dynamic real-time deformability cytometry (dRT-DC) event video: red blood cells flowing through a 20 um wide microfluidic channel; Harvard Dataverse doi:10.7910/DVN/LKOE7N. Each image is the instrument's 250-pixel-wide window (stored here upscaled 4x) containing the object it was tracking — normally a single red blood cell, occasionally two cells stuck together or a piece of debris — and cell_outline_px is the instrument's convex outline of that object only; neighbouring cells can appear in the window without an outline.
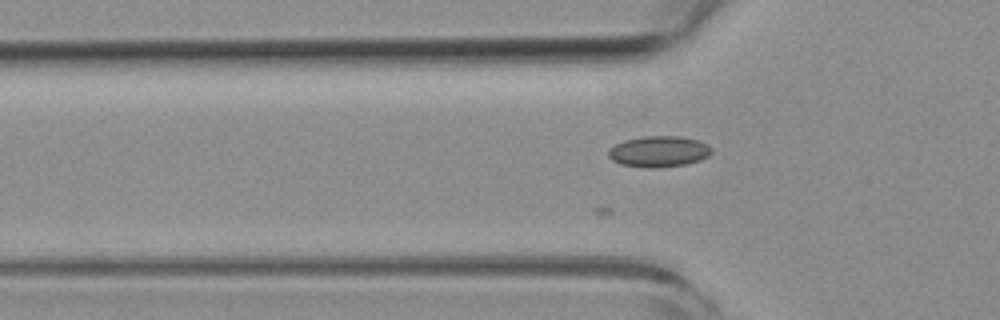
{"species": "common noctule bat (a hibernating species)", "species_latin": "Nyctalus noctula", "temperature_condition": "room temperature", "stored_images_in_passage": 14, "camera_frame_rate_fps": 3000, "um_per_image_px": 0.085, "animal": {"sex": "female", "body_mass_g": 19.3, "forearm_length_mm": 54.1}, "frame": {"image": 1, "passage_image": 4, "time_ms": 1.0, "image_size_px": [1000, 320], "cell_outline_px": [[712, 152], [708, 156], [700, 160], [684, 164], [656, 168], [644, 168], [620, 164], [612, 160], [608, 156], [608, 152], [616, 144], [624, 140], [644, 136], [680, 136], [696, 140], [708, 144], [712, 148]], "centroid_in_image_um": [56.0, 12.88], "position_along_channel_um": 69.8, "area_um2": 18.61}}
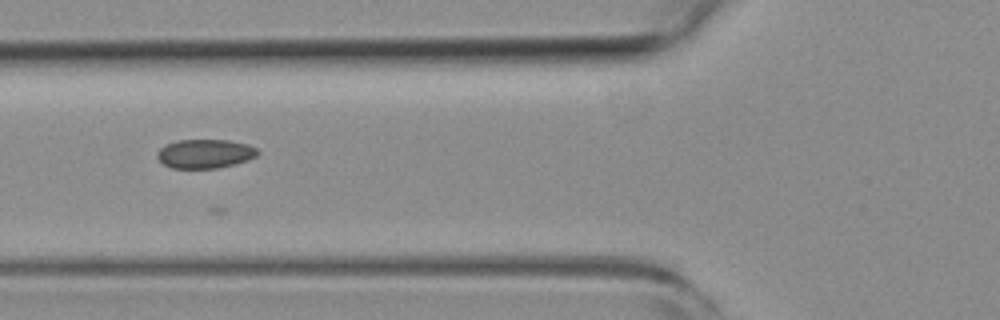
{"frame": {"image": 2, "passage_image": 7, "time_ms": 2.0, "image_size_px": [1000, 320], "cell_outline_px": [[260, 152], [256, 156], [248, 160], [236, 164], [216, 168], [172, 168], [164, 164], [156, 156], [156, 152], [160, 148], [168, 144], [180, 140], [228, 140], [248, 144], [256, 148]], "centroid_in_image_um": [17.45, 13.07], "position_along_channel_um": 108.4, "area_um2": 16.94}}
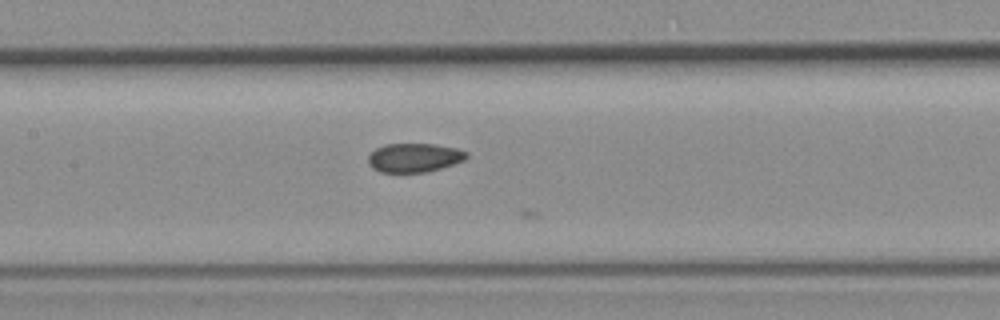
{"frame": {"image": 3, "passage_image": 12, "time_ms": 3.667, "image_size_px": [1000, 320], "cell_outline_px": [[468, 156], [464, 160], [428, 172], [380, 172], [372, 168], [368, 160], [368, 156], [376, 148], [384, 144], [436, 144], [456, 148], [468, 152]], "centroid_in_image_um": [35.21, 13.39], "position_along_channel_um": 172.2, "area_um2": 16.53}}